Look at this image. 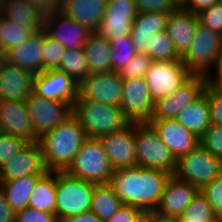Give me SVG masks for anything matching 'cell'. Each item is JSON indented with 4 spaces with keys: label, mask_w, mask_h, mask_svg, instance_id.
<instances>
[{
    "label": "cell",
    "mask_w": 222,
    "mask_h": 222,
    "mask_svg": "<svg viewBox=\"0 0 222 222\" xmlns=\"http://www.w3.org/2000/svg\"><path fill=\"white\" fill-rule=\"evenodd\" d=\"M170 175L159 169L120 168L114 171L109 184L122 204L155 210Z\"/></svg>",
    "instance_id": "6da1fadb"
},
{
    "label": "cell",
    "mask_w": 222,
    "mask_h": 222,
    "mask_svg": "<svg viewBox=\"0 0 222 222\" xmlns=\"http://www.w3.org/2000/svg\"><path fill=\"white\" fill-rule=\"evenodd\" d=\"M81 123L72 114L39 138L43 164L47 171H64L86 139Z\"/></svg>",
    "instance_id": "7a4b0ae2"
},
{
    "label": "cell",
    "mask_w": 222,
    "mask_h": 222,
    "mask_svg": "<svg viewBox=\"0 0 222 222\" xmlns=\"http://www.w3.org/2000/svg\"><path fill=\"white\" fill-rule=\"evenodd\" d=\"M72 114L81 123L88 138H100L130 122L120 107L79 97L74 102Z\"/></svg>",
    "instance_id": "3957f363"
},
{
    "label": "cell",
    "mask_w": 222,
    "mask_h": 222,
    "mask_svg": "<svg viewBox=\"0 0 222 222\" xmlns=\"http://www.w3.org/2000/svg\"><path fill=\"white\" fill-rule=\"evenodd\" d=\"M114 169L99 138H86L73 161L64 172L94 184H107Z\"/></svg>",
    "instance_id": "277c9868"
},
{
    "label": "cell",
    "mask_w": 222,
    "mask_h": 222,
    "mask_svg": "<svg viewBox=\"0 0 222 222\" xmlns=\"http://www.w3.org/2000/svg\"><path fill=\"white\" fill-rule=\"evenodd\" d=\"M135 153L137 167L159 169L174 174L177 159L147 122H136Z\"/></svg>",
    "instance_id": "5b68a950"
},
{
    "label": "cell",
    "mask_w": 222,
    "mask_h": 222,
    "mask_svg": "<svg viewBox=\"0 0 222 222\" xmlns=\"http://www.w3.org/2000/svg\"><path fill=\"white\" fill-rule=\"evenodd\" d=\"M94 183L56 171V207L58 221L90 211Z\"/></svg>",
    "instance_id": "8992f818"
},
{
    "label": "cell",
    "mask_w": 222,
    "mask_h": 222,
    "mask_svg": "<svg viewBox=\"0 0 222 222\" xmlns=\"http://www.w3.org/2000/svg\"><path fill=\"white\" fill-rule=\"evenodd\" d=\"M221 51L222 35L198 22L193 42L181 56V60L191 74L207 76Z\"/></svg>",
    "instance_id": "52a82bcc"
},
{
    "label": "cell",
    "mask_w": 222,
    "mask_h": 222,
    "mask_svg": "<svg viewBox=\"0 0 222 222\" xmlns=\"http://www.w3.org/2000/svg\"><path fill=\"white\" fill-rule=\"evenodd\" d=\"M221 173L220 158L200 144L177 159L174 175L201 190Z\"/></svg>",
    "instance_id": "ba28073f"
},
{
    "label": "cell",
    "mask_w": 222,
    "mask_h": 222,
    "mask_svg": "<svg viewBox=\"0 0 222 222\" xmlns=\"http://www.w3.org/2000/svg\"><path fill=\"white\" fill-rule=\"evenodd\" d=\"M191 75L180 58L170 61H153L144 79L151 98L155 102L172 94Z\"/></svg>",
    "instance_id": "9c48e42d"
},
{
    "label": "cell",
    "mask_w": 222,
    "mask_h": 222,
    "mask_svg": "<svg viewBox=\"0 0 222 222\" xmlns=\"http://www.w3.org/2000/svg\"><path fill=\"white\" fill-rule=\"evenodd\" d=\"M25 104L38 139L72 115V105L44 99L34 92L27 97Z\"/></svg>",
    "instance_id": "30bf717a"
},
{
    "label": "cell",
    "mask_w": 222,
    "mask_h": 222,
    "mask_svg": "<svg viewBox=\"0 0 222 222\" xmlns=\"http://www.w3.org/2000/svg\"><path fill=\"white\" fill-rule=\"evenodd\" d=\"M206 84V76L192 74L172 94L154 102L153 113L149 120L176 118L183 108L191 104L203 93Z\"/></svg>",
    "instance_id": "8fae6325"
},
{
    "label": "cell",
    "mask_w": 222,
    "mask_h": 222,
    "mask_svg": "<svg viewBox=\"0 0 222 222\" xmlns=\"http://www.w3.org/2000/svg\"><path fill=\"white\" fill-rule=\"evenodd\" d=\"M123 94V79L119 73L89 74L79 84V98L89 99L102 104L120 107Z\"/></svg>",
    "instance_id": "7c38bea8"
},
{
    "label": "cell",
    "mask_w": 222,
    "mask_h": 222,
    "mask_svg": "<svg viewBox=\"0 0 222 222\" xmlns=\"http://www.w3.org/2000/svg\"><path fill=\"white\" fill-rule=\"evenodd\" d=\"M135 128L136 122H129L119 130L99 138L114 170L137 166Z\"/></svg>",
    "instance_id": "4fadbf2b"
},
{
    "label": "cell",
    "mask_w": 222,
    "mask_h": 222,
    "mask_svg": "<svg viewBox=\"0 0 222 222\" xmlns=\"http://www.w3.org/2000/svg\"><path fill=\"white\" fill-rule=\"evenodd\" d=\"M33 92L44 99L63 101L74 105L79 96V84L59 70H45L34 77Z\"/></svg>",
    "instance_id": "5bb4252c"
},
{
    "label": "cell",
    "mask_w": 222,
    "mask_h": 222,
    "mask_svg": "<svg viewBox=\"0 0 222 222\" xmlns=\"http://www.w3.org/2000/svg\"><path fill=\"white\" fill-rule=\"evenodd\" d=\"M154 101L144 77L123 79L120 108L130 122H148L153 113Z\"/></svg>",
    "instance_id": "9a60e30c"
},
{
    "label": "cell",
    "mask_w": 222,
    "mask_h": 222,
    "mask_svg": "<svg viewBox=\"0 0 222 222\" xmlns=\"http://www.w3.org/2000/svg\"><path fill=\"white\" fill-rule=\"evenodd\" d=\"M200 190L189 182L170 175L155 212L159 216L179 218Z\"/></svg>",
    "instance_id": "2e32d148"
},
{
    "label": "cell",
    "mask_w": 222,
    "mask_h": 222,
    "mask_svg": "<svg viewBox=\"0 0 222 222\" xmlns=\"http://www.w3.org/2000/svg\"><path fill=\"white\" fill-rule=\"evenodd\" d=\"M46 172L39 142L27 143L0 167V181L16 180L26 175H44Z\"/></svg>",
    "instance_id": "e0dca14e"
},
{
    "label": "cell",
    "mask_w": 222,
    "mask_h": 222,
    "mask_svg": "<svg viewBox=\"0 0 222 222\" xmlns=\"http://www.w3.org/2000/svg\"><path fill=\"white\" fill-rule=\"evenodd\" d=\"M44 30L68 50L82 49L92 33L60 11L45 16Z\"/></svg>",
    "instance_id": "ac0fdd59"
},
{
    "label": "cell",
    "mask_w": 222,
    "mask_h": 222,
    "mask_svg": "<svg viewBox=\"0 0 222 222\" xmlns=\"http://www.w3.org/2000/svg\"><path fill=\"white\" fill-rule=\"evenodd\" d=\"M2 133L21 138L27 143L39 142L33 131L32 120L25 101H0Z\"/></svg>",
    "instance_id": "d6986e66"
},
{
    "label": "cell",
    "mask_w": 222,
    "mask_h": 222,
    "mask_svg": "<svg viewBox=\"0 0 222 222\" xmlns=\"http://www.w3.org/2000/svg\"><path fill=\"white\" fill-rule=\"evenodd\" d=\"M147 123L154 128L176 159L193 151L200 144V138L185 128L175 118L149 120Z\"/></svg>",
    "instance_id": "ffe728a7"
},
{
    "label": "cell",
    "mask_w": 222,
    "mask_h": 222,
    "mask_svg": "<svg viewBox=\"0 0 222 222\" xmlns=\"http://www.w3.org/2000/svg\"><path fill=\"white\" fill-rule=\"evenodd\" d=\"M35 75L5 60L0 65V101H26Z\"/></svg>",
    "instance_id": "44dd1931"
},
{
    "label": "cell",
    "mask_w": 222,
    "mask_h": 222,
    "mask_svg": "<svg viewBox=\"0 0 222 222\" xmlns=\"http://www.w3.org/2000/svg\"><path fill=\"white\" fill-rule=\"evenodd\" d=\"M198 22L197 14L184 10L181 7L169 13L166 22V32L180 56L187 51L193 42Z\"/></svg>",
    "instance_id": "7402d4cb"
},
{
    "label": "cell",
    "mask_w": 222,
    "mask_h": 222,
    "mask_svg": "<svg viewBox=\"0 0 222 222\" xmlns=\"http://www.w3.org/2000/svg\"><path fill=\"white\" fill-rule=\"evenodd\" d=\"M106 5L107 0H61L60 12L96 32L103 19Z\"/></svg>",
    "instance_id": "603a6c76"
},
{
    "label": "cell",
    "mask_w": 222,
    "mask_h": 222,
    "mask_svg": "<svg viewBox=\"0 0 222 222\" xmlns=\"http://www.w3.org/2000/svg\"><path fill=\"white\" fill-rule=\"evenodd\" d=\"M43 29L33 34L22 44L6 52V60L30 71L34 75L42 72Z\"/></svg>",
    "instance_id": "cb8c5ba5"
},
{
    "label": "cell",
    "mask_w": 222,
    "mask_h": 222,
    "mask_svg": "<svg viewBox=\"0 0 222 222\" xmlns=\"http://www.w3.org/2000/svg\"><path fill=\"white\" fill-rule=\"evenodd\" d=\"M0 14L33 32L44 29L45 16L28 0H0Z\"/></svg>",
    "instance_id": "d4e9b609"
},
{
    "label": "cell",
    "mask_w": 222,
    "mask_h": 222,
    "mask_svg": "<svg viewBox=\"0 0 222 222\" xmlns=\"http://www.w3.org/2000/svg\"><path fill=\"white\" fill-rule=\"evenodd\" d=\"M185 128L201 138L211 126L207 95L203 93L179 112L175 118Z\"/></svg>",
    "instance_id": "484cf974"
},
{
    "label": "cell",
    "mask_w": 222,
    "mask_h": 222,
    "mask_svg": "<svg viewBox=\"0 0 222 222\" xmlns=\"http://www.w3.org/2000/svg\"><path fill=\"white\" fill-rule=\"evenodd\" d=\"M83 49L90 74L111 72V47L106 38L92 32Z\"/></svg>",
    "instance_id": "4316f807"
},
{
    "label": "cell",
    "mask_w": 222,
    "mask_h": 222,
    "mask_svg": "<svg viewBox=\"0 0 222 222\" xmlns=\"http://www.w3.org/2000/svg\"><path fill=\"white\" fill-rule=\"evenodd\" d=\"M43 175H26L11 181H0L5 199L16 213L28 207L31 191Z\"/></svg>",
    "instance_id": "83f0119b"
},
{
    "label": "cell",
    "mask_w": 222,
    "mask_h": 222,
    "mask_svg": "<svg viewBox=\"0 0 222 222\" xmlns=\"http://www.w3.org/2000/svg\"><path fill=\"white\" fill-rule=\"evenodd\" d=\"M28 207L55 214L56 171H47L31 191Z\"/></svg>",
    "instance_id": "f1b7e54d"
},
{
    "label": "cell",
    "mask_w": 222,
    "mask_h": 222,
    "mask_svg": "<svg viewBox=\"0 0 222 222\" xmlns=\"http://www.w3.org/2000/svg\"><path fill=\"white\" fill-rule=\"evenodd\" d=\"M122 205L109 183L94 184L90 212L101 221L107 222L111 219Z\"/></svg>",
    "instance_id": "f546056e"
},
{
    "label": "cell",
    "mask_w": 222,
    "mask_h": 222,
    "mask_svg": "<svg viewBox=\"0 0 222 222\" xmlns=\"http://www.w3.org/2000/svg\"><path fill=\"white\" fill-rule=\"evenodd\" d=\"M58 69L80 84L90 74L84 49H66Z\"/></svg>",
    "instance_id": "4dcf8cb0"
},
{
    "label": "cell",
    "mask_w": 222,
    "mask_h": 222,
    "mask_svg": "<svg viewBox=\"0 0 222 222\" xmlns=\"http://www.w3.org/2000/svg\"><path fill=\"white\" fill-rule=\"evenodd\" d=\"M33 31L8 20L0 14V44L5 52L25 42Z\"/></svg>",
    "instance_id": "1f68e13d"
},
{
    "label": "cell",
    "mask_w": 222,
    "mask_h": 222,
    "mask_svg": "<svg viewBox=\"0 0 222 222\" xmlns=\"http://www.w3.org/2000/svg\"><path fill=\"white\" fill-rule=\"evenodd\" d=\"M216 218L217 216L212 206L202 192L199 191L178 220L180 222H214Z\"/></svg>",
    "instance_id": "d6a6232c"
},
{
    "label": "cell",
    "mask_w": 222,
    "mask_h": 222,
    "mask_svg": "<svg viewBox=\"0 0 222 222\" xmlns=\"http://www.w3.org/2000/svg\"><path fill=\"white\" fill-rule=\"evenodd\" d=\"M134 19L135 18L118 16H103L96 32L109 42L121 37H128L131 34Z\"/></svg>",
    "instance_id": "836d02e7"
},
{
    "label": "cell",
    "mask_w": 222,
    "mask_h": 222,
    "mask_svg": "<svg viewBox=\"0 0 222 222\" xmlns=\"http://www.w3.org/2000/svg\"><path fill=\"white\" fill-rule=\"evenodd\" d=\"M146 52L153 61H170L181 58L166 30L156 32L152 35L149 48Z\"/></svg>",
    "instance_id": "e575fe53"
},
{
    "label": "cell",
    "mask_w": 222,
    "mask_h": 222,
    "mask_svg": "<svg viewBox=\"0 0 222 222\" xmlns=\"http://www.w3.org/2000/svg\"><path fill=\"white\" fill-rule=\"evenodd\" d=\"M111 71L118 73L137 53L131 36L121 37L110 42Z\"/></svg>",
    "instance_id": "d590c367"
},
{
    "label": "cell",
    "mask_w": 222,
    "mask_h": 222,
    "mask_svg": "<svg viewBox=\"0 0 222 222\" xmlns=\"http://www.w3.org/2000/svg\"><path fill=\"white\" fill-rule=\"evenodd\" d=\"M169 12H138L133 21L131 32H145L154 34L166 30V22Z\"/></svg>",
    "instance_id": "8d00e7d4"
},
{
    "label": "cell",
    "mask_w": 222,
    "mask_h": 222,
    "mask_svg": "<svg viewBox=\"0 0 222 222\" xmlns=\"http://www.w3.org/2000/svg\"><path fill=\"white\" fill-rule=\"evenodd\" d=\"M42 72L58 69L65 52V47L49 36L43 29Z\"/></svg>",
    "instance_id": "74e56055"
},
{
    "label": "cell",
    "mask_w": 222,
    "mask_h": 222,
    "mask_svg": "<svg viewBox=\"0 0 222 222\" xmlns=\"http://www.w3.org/2000/svg\"><path fill=\"white\" fill-rule=\"evenodd\" d=\"M152 62L153 60L147 52L136 53L127 66L118 72L119 76L122 79L144 77Z\"/></svg>",
    "instance_id": "f35d334b"
},
{
    "label": "cell",
    "mask_w": 222,
    "mask_h": 222,
    "mask_svg": "<svg viewBox=\"0 0 222 222\" xmlns=\"http://www.w3.org/2000/svg\"><path fill=\"white\" fill-rule=\"evenodd\" d=\"M199 23L222 35V0L197 13Z\"/></svg>",
    "instance_id": "ab89813d"
},
{
    "label": "cell",
    "mask_w": 222,
    "mask_h": 222,
    "mask_svg": "<svg viewBox=\"0 0 222 222\" xmlns=\"http://www.w3.org/2000/svg\"><path fill=\"white\" fill-rule=\"evenodd\" d=\"M217 217H222V172L201 190Z\"/></svg>",
    "instance_id": "60d3db41"
},
{
    "label": "cell",
    "mask_w": 222,
    "mask_h": 222,
    "mask_svg": "<svg viewBox=\"0 0 222 222\" xmlns=\"http://www.w3.org/2000/svg\"><path fill=\"white\" fill-rule=\"evenodd\" d=\"M200 145L212 155L222 157V127L211 125L200 138Z\"/></svg>",
    "instance_id": "b9f144b4"
},
{
    "label": "cell",
    "mask_w": 222,
    "mask_h": 222,
    "mask_svg": "<svg viewBox=\"0 0 222 222\" xmlns=\"http://www.w3.org/2000/svg\"><path fill=\"white\" fill-rule=\"evenodd\" d=\"M210 108L211 125L222 127V90L215 89L208 84L204 87Z\"/></svg>",
    "instance_id": "7bdbcfd3"
},
{
    "label": "cell",
    "mask_w": 222,
    "mask_h": 222,
    "mask_svg": "<svg viewBox=\"0 0 222 222\" xmlns=\"http://www.w3.org/2000/svg\"><path fill=\"white\" fill-rule=\"evenodd\" d=\"M137 14L134 0H107L104 16L136 18Z\"/></svg>",
    "instance_id": "ee69618b"
},
{
    "label": "cell",
    "mask_w": 222,
    "mask_h": 222,
    "mask_svg": "<svg viewBox=\"0 0 222 222\" xmlns=\"http://www.w3.org/2000/svg\"><path fill=\"white\" fill-rule=\"evenodd\" d=\"M27 144L26 141L21 138L14 137L12 135L0 134V167L9 158L13 157Z\"/></svg>",
    "instance_id": "f6af8a7d"
},
{
    "label": "cell",
    "mask_w": 222,
    "mask_h": 222,
    "mask_svg": "<svg viewBox=\"0 0 222 222\" xmlns=\"http://www.w3.org/2000/svg\"><path fill=\"white\" fill-rule=\"evenodd\" d=\"M138 12H174L180 7V0H134Z\"/></svg>",
    "instance_id": "bcb514c9"
},
{
    "label": "cell",
    "mask_w": 222,
    "mask_h": 222,
    "mask_svg": "<svg viewBox=\"0 0 222 222\" xmlns=\"http://www.w3.org/2000/svg\"><path fill=\"white\" fill-rule=\"evenodd\" d=\"M14 222H59L56 215L26 207L15 213Z\"/></svg>",
    "instance_id": "7dc6e473"
},
{
    "label": "cell",
    "mask_w": 222,
    "mask_h": 222,
    "mask_svg": "<svg viewBox=\"0 0 222 222\" xmlns=\"http://www.w3.org/2000/svg\"><path fill=\"white\" fill-rule=\"evenodd\" d=\"M141 210L139 207L123 204L107 222H134L135 217Z\"/></svg>",
    "instance_id": "c3c4849f"
},
{
    "label": "cell",
    "mask_w": 222,
    "mask_h": 222,
    "mask_svg": "<svg viewBox=\"0 0 222 222\" xmlns=\"http://www.w3.org/2000/svg\"><path fill=\"white\" fill-rule=\"evenodd\" d=\"M212 70L214 72L211 71L206 76V83L215 89L222 90V51L218 55Z\"/></svg>",
    "instance_id": "681fc988"
},
{
    "label": "cell",
    "mask_w": 222,
    "mask_h": 222,
    "mask_svg": "<svg viewBox=\"0 0 222 222\" xmlns=\"http://www.w3.org/2000/svg\"><path fill=\"white\" fill-rule=\"evenodd\" d=\"M44 16L60 11L61 0H28Z\"/></svg>",
    "instance_id": "f907efd6"
},
{
    "label": "cell",
    "mask_w": 222,
    "mask_h": 222,
    "mask_svg": "<svg viewBox=\"0 0 222 222\" xmlns=\"http://www.w3.org/2000/svg\"><path fill=\"white\" fill-rule=\"evenodd\" d=\"M219 1L220 0H181L180 7L184 10L197 14Z\"/></svg>",
    "instance_id": "816d5d0a"
},
{
    "label": "cell",
    "mask_w": 222,
    "mask_h": 222,
    "mask_svg": "<svg viewBox=\"0 0 222 222\" xmlns=\"http://www.w3.org/2000/svg\"><path fill=\"white\" fill-rule=\"evenodd\" d=\"M153 34L145 32H131L130 36L137 53L146 52Z\"/></svg>",
    "instance_id": "f5cc1de1"
},
{
    "label": "cell",
    "mask_w": 222,
    "mask_h": 222,
    "mask_svg": "<svg viewBox=\"0 0 222 222\" xmlns=\"http://www.w3.org/2000/svg\"><path fill=\"white\" fill-rule=\"evenodd\" d=\"M15 212L5 199V195L0 186V222H14Z\"/></svg>",
    "instance_id": "db71d44e"
},
{
    "label": "cell",
    "mask_w": 222,
    "mask_h": 222,
    "mask_svg": "<svg viewBox=\"0 0 222 222\" xmlns=\"http://www.w3.org/2000/svg\"><path fill=\"white\" fill-rule=\"evenodd\" d=\"M59 222H103L94 213L87 211L82 214L70 216Z\"/></svg>",
    "instance_id": "11a10c76"
},
{
    "label": "cell",
    "mask_w": 222,
    "mask_h": 222,
    "mask_svg": "<svg viewBox=\"0 0 222 222\" xmlns=\"http://www.w3.org/2000/svg\"><path fill=\"white\" fill-rule=\"evenodd\" d=\"M154 210H141L134 219V222H153L156 216Z\"/></svg>",
    "instance_id": "9f6ffc18"
},
{
    "label": "cell",
    "mask_w": 222,
    "mask_h": 222,
    "mask_svg": "<svg viewBox=\"0 0 222 222\" xmlns=\"http://www.w3.org/2000/svg\"><path fill=\"white\" fill-rule=\"evenodd\" d=\"M153 222H178V218H170L156 215Z\"/></svg>",
    "instance_id": "6f0895ef"
},
{
    "label": "cell",
    "mask_w": 222,
    "mask_h": 222,
    "mask_svg": "<svg viewBox=\"0 0 222 222\" xmlns=\"http://www.w3.org/2000/svg\"><path fill=\"white\" fill-rule=\"evenodd\" d=\"M6 60V52L0 44V65Z\"/></svg>",
    "instance_id": "680465c9"
},
{
    "label": "cell",
    "mask_w": 222,
    "mask_h": 222,
    "mask_svg": "<svg viewBox=\"0 0 222 222\" xmlns=\"http://www.w3.org/2000/svg\"><path fill=\"white\" fill-rule=\"evenodd\" d=\"M214 222H222V217H217Z\"/></svg>",
    "instance_id": "91938a15"
},
{
    "label": "cell",
    "mask_w": 222,
    "mask_h": 222,
    "mask_svg": "<svg viewBox=\"0 0 222 222\" xmlns=\"http://www.w3.org/2000/svg\"><path fill=\"white\" fill-rule=\"evenodd\" d=\"M220 167H221V172H222V157L220 158Z\"/></svg>",
    "instance_id": "94428289"
}]
</instances>
